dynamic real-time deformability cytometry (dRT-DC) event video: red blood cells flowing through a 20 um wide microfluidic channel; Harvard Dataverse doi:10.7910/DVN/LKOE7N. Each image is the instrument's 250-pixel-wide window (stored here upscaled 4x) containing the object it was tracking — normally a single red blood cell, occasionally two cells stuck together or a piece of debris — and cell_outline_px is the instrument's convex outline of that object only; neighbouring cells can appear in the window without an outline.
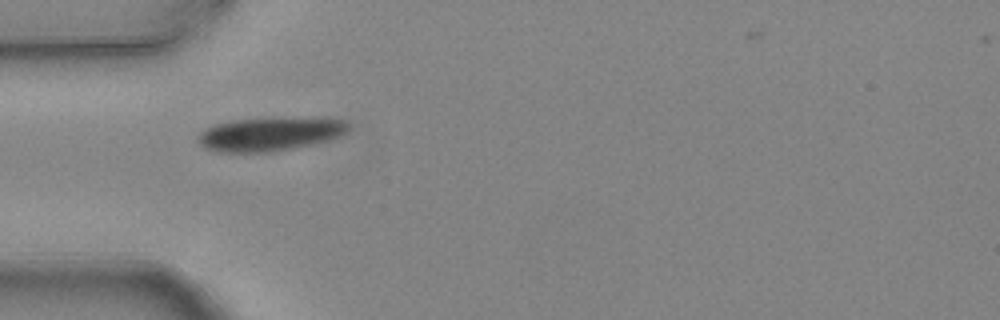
{"species": "common noctule bat (a hibernating species)", "species_latin": "Nyctalus noctula", "temperature_condition": "warm", "stored_images_in_passage": 2, "camera_frame_rate_fps": 3000, "um_per_image_px": 0.085, "animal": {"sex": "female", "body_mass_g": 24.6, "forearm_length_mm": 56.2}, "frame": {"image": 1, "passage_image": 1, "time_ms": 0.0, "image_size_px": [1000, 320], "cell_outline_px": [[348, 128], [340, 136], [328, 140], [296, 148], [272, 152], [212, 152], [204, 148], [196, 140], [200, 132], [204, 128], [216, 124], [232, 120], [344, 120], [348, 124]], "centroid_in_image_um": [22.8, 11.46], "position_along_channel_um": 62.2, "area_um2": 28.44}}
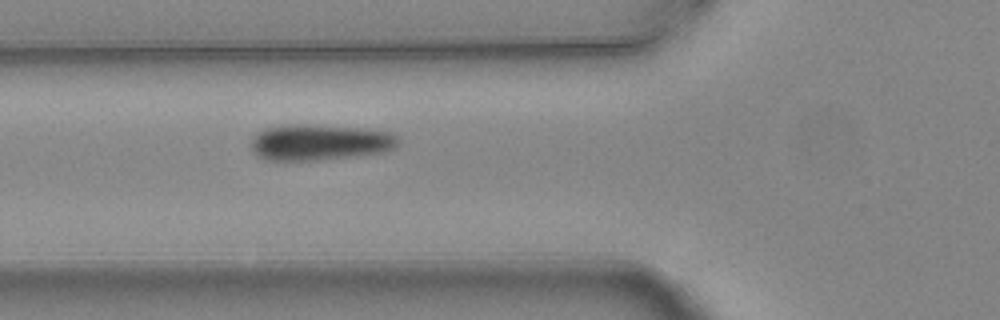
{"frame": {"image": 2, "passage_image": 2, "time_ms": 0.333, "image_size_px": [1000, 320], "cell_outline_px": [[400, 144], [396, 148], [384, 152], [360, 156], [316, 160], [264, 160], [256, 156], [252, 152], [252, 136], [256, 132], [268, 128], [292, 124], [300, 124], [360, 128], [392, 132], [400, 140]], "centroid_in_image_um": [27.2, 12.11], "position_along_channel_um": 98.6, "area_um2": 31.15}}